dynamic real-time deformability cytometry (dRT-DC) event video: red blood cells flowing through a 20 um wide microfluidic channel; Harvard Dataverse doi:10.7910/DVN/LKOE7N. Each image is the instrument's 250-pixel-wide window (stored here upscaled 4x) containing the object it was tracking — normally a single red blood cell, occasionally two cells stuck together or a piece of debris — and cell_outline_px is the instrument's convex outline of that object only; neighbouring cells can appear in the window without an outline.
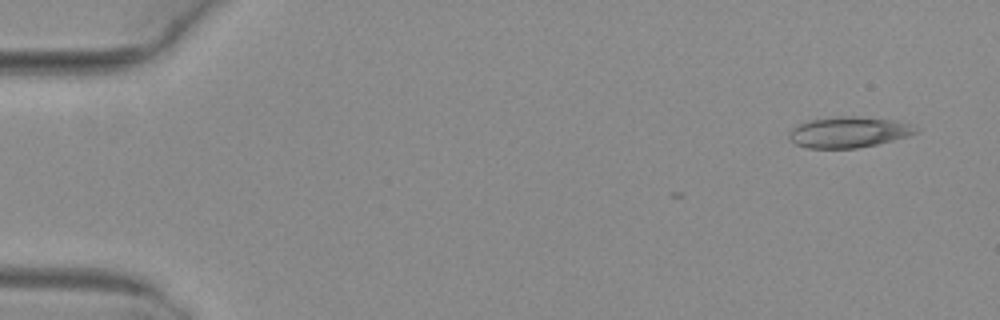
{"species": "common noctule bat (a hibernating species)", "species_latin": "Nyctalus noctula", "temperature_condition": "warm", "stored_images_in_passage": 5, "camera_frame_rate_fps": 3000, "um_per_image_px": 0.085, "animal": {"sex": "female", "body_mass_g": 29.2, "forearm_length_mm": 56.3}, "frame": {"image": 1, "passage_image": 1, "time_ms": 0.0, "image_size_px": [1000, 320], "cell_outline_px": [[920, 132], [908, 136], [876, 144], [856, 148], [808, 148], [796, 144], [788, 136], [792, 128], [808, 120], [832, 116], [856, 116], [892, 120], [908, 124], [920, 128]], "centroid_in_image_um": [72.15, 11.22], "position_along_channel_um": 12.9, "area_um2": 22.72}}
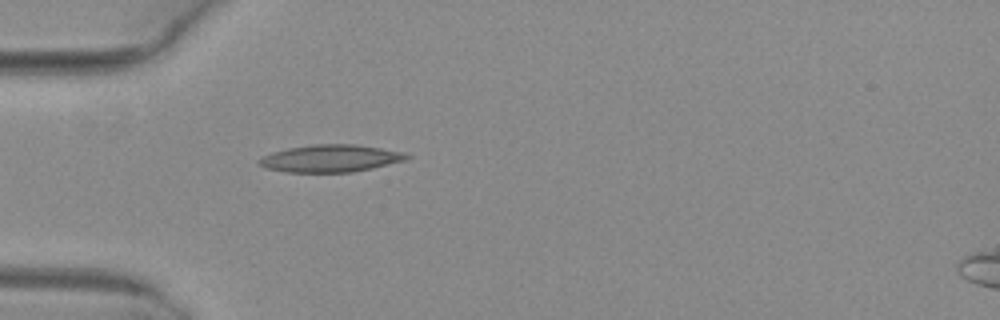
{"frame": {"image": 2, "passage_image": 4, "time_ms": 1.0, "image_size_px": [1000, 320], "cell_outline_px": [[412, 156], [404, 160], [372, 168], [352, 172], [288, 172], [264, 168], [256, 160], [272, 152], [288, 148], [312, 144], [356, 144], [404, 152]], "centroid_in_image_um": [28.08, 13.46], "position_along_channel_um": 56.9, "area_um2": 23.41}}